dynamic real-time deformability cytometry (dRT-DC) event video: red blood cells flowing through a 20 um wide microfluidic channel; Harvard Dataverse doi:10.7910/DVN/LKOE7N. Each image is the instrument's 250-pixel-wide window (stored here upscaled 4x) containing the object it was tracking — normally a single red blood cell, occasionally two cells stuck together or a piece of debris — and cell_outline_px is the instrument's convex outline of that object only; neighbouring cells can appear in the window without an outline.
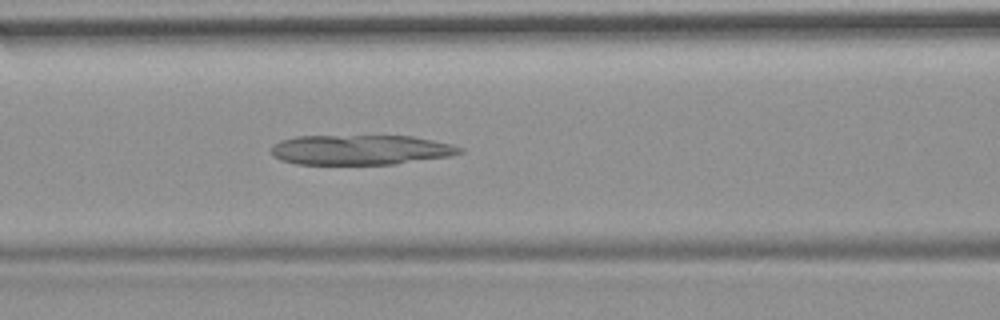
{"species": "common noctule bat (a hibernating species)", "species_latin": "Nyctalus noctula", "temperature_condition": "room temperature", "stored_images_in_passage": 51, "camera_frame_rate_fps": 3000, "um_per_image_px": 0.085, "animal": {"sex": "female", "body_mass_g": 19.9}, "frame": {"image": 1, "passage_image": 22, "time_ms": 7.0, "image_size_px": [1000, 320], "cell_outline_px": [[464, 152], [452, 156], [396, 164], [296, 164], [280, 160], [272, 156], [272, 144], [280, 140], [296, 136], [412, 136], [452, 144], [464, 148]], "centroid_in_image_um": [30.66, 12.74], "position_along_channel_um": 135.9, "area_um2": 33.18}}